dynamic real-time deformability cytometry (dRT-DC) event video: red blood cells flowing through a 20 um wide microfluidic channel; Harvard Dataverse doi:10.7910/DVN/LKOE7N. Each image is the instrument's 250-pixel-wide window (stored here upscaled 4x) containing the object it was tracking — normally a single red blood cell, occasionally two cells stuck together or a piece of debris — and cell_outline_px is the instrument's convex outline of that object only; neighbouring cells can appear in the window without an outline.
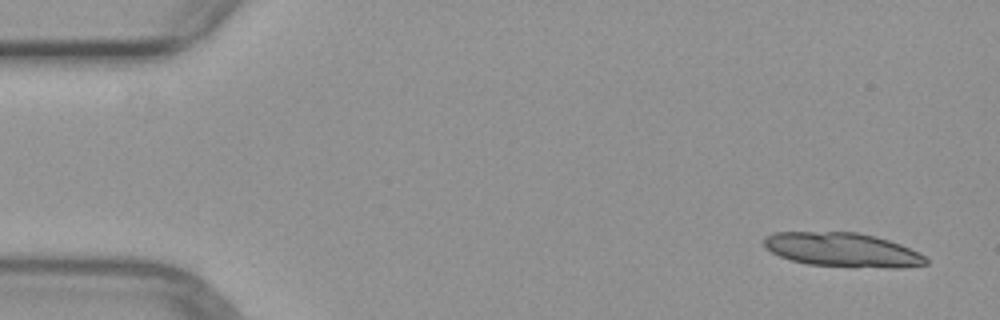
{"species": "common noctule bat (a hibernating species)", "species_latin": "Nyctalus noctula", "temperature_condition": "warm", "stored_images_in_passage": 2, "camera_frame_rate_fps": 3000, "um_per_image_px": 0.085, "animal": {"sex": "female", "body_mass_g": 29.2, "forearm_length_mm": 56.3}, "frame": {"image": 1, "passage_image": 2, "time_ms": 1.0, "image_size_px": [1000, 320], "cell_outline_px": [[928, 264], [896, 268], [852, 268], [808, 264], [792, 260], [780, 256], [764, 248], [764, 236], [776, 232], [856, 232], [876, 236], [900, 244], [924, 256], [928, 260]], "centroid_in_image_um": [71.6, 21.25], "position_along_channel_um": 13.4, "area_um2": 32.43}}